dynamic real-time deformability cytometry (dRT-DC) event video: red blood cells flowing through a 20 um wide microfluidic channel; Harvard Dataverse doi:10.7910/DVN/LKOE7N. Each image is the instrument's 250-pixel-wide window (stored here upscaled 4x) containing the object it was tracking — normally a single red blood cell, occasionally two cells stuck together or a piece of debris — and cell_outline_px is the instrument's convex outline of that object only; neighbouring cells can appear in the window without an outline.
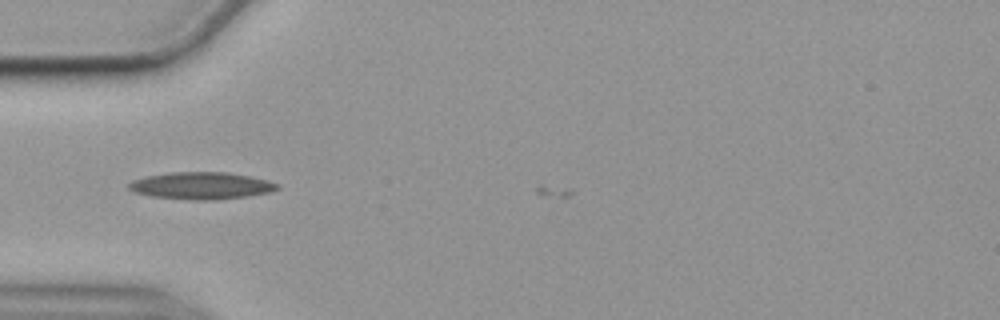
{"species": "common noctule bat (a hibernating species)", "species_latin": "Nyctalus noctula", "temperature_condition": "cold", "stored_images_in_passage": 5, "camera_frame_rate_fps": 3000, "um_per_image_px": 0.085, "animal": {"sex": "female", "body_mass_g": 19.9}, "frame": {"image": 1, "passage_image": 3, "time_ms": 0.667, "image_size_px": [1000, 320], "cell_outline_px": [[280, 188], [268, 192], [248, 196], [216, 200], [188, 200], [152, 196], [136, 192], [128, 188], [128, 184], [132, 180], [144, 176], [168, 172], [228, 172], [268, 180], [280, 184]], "centroid_in_image_um": [17.11, 15.78], "position_along_channel_um": 67.9, "area_um2": 23.58}}